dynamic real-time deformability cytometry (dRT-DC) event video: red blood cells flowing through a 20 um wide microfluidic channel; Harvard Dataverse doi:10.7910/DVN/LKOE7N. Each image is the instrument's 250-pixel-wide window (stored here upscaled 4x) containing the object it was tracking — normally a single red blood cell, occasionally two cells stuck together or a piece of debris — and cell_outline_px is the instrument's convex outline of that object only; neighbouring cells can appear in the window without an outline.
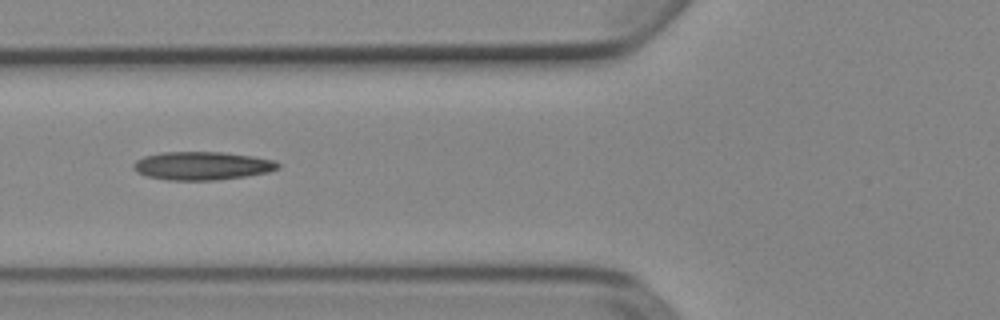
{"species": "Egyptian fruit bat (a non-hibernating species)", "species_latin": "Rousettus aegyptiacus", "temperature_condition": "cold", "stored_images_in_passage": 5, "camera_frame_rate_fps": 3000, "um_per_image_px": 0.085, "animal": {"sex": "female"}, "frame": {"image": 1, "passage_image": 5, "time_ms": 1.333, "image_size_px": [1000, 320], "cell_outline_px": [[280, 168], [268, 172], [244, 176], [216, 180], [168, 180], [148, 176], [136, 172], [132, 168], [132, 164], [136, 160], [144, 156], [160, 152], [220, 152], [252, 156], [276, 160], [280, 164]], "centroid_in_image_um": [17.16, 14.08], "position_along_channel_um": 108.6, "area_um2": 23.87}}